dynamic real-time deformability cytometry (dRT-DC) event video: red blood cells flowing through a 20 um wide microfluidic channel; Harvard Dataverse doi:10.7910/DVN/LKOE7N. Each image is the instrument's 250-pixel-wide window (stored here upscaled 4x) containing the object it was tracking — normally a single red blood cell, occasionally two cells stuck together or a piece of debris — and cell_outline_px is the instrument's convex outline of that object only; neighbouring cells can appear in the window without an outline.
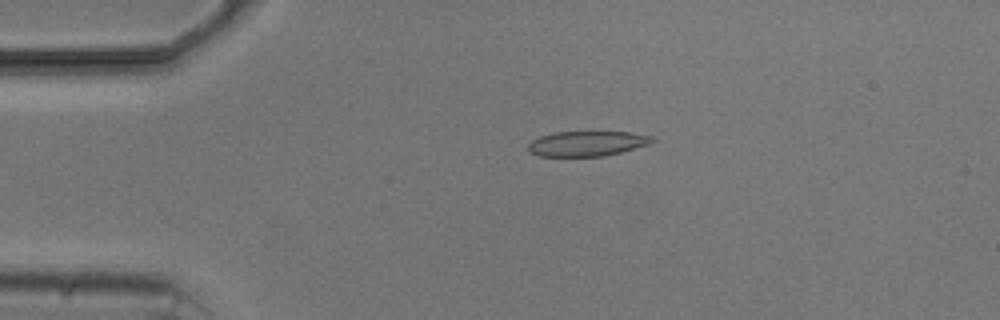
{"species": "common noctule bat (a hibernating species)", "species_latin": "Nyctalus noctula", "temperature_condition": "cold", "stored_images_in_passage": 4, "camera_frame_rate_fps": 3000, "um_per_image_px": 0.085, "animal": {"sex": "male", "body_mass_g": 20.5, "forearm_length_mm": 52.5}, "frame": {"image": 1, "passage_image": 3, "time_ms": 2.333, "image_size_px": [1000, 320], "cell_outline_px": [[656, 140], [648, 144], [620, 152], [604, 156], [540, 156], [528, 152], [528, 144], [532, 140], [540, 136], [556, 132], [632, 132], [652, 136]], "centroid_in_image_um": [49.88, 12.2], "position_along_channel_um": 35.1, "area_um2": 18.03}}